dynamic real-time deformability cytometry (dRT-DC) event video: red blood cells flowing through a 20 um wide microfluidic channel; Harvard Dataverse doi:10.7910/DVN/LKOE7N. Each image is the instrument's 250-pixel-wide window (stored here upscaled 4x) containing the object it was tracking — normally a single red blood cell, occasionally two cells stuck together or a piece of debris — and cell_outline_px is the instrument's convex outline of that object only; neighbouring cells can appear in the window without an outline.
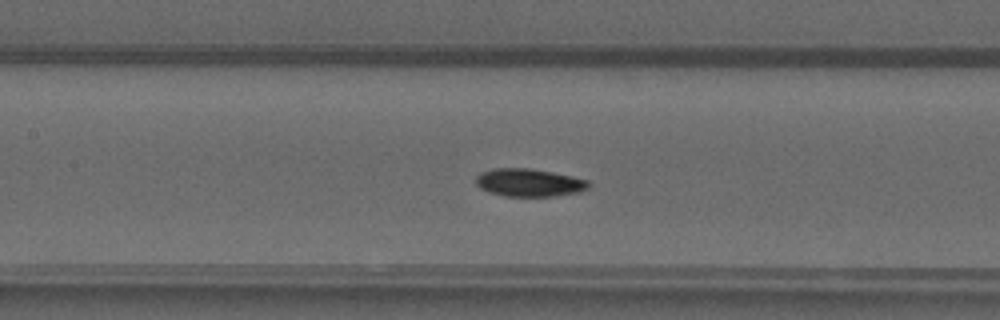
{"species": "common noctule bat (a hibernating species)", "species_latin": "Nyctalus noctula", "temperature_condition": "warm", "stored_images_in_passage": 36, "camera_frame_rate_fps": 3000, "um_per_image_px": 0.085, "animal": {"sex": "male", "forearm_length_mm": 52.5}, "frame": {"image": 1, "passage_image": 9, "time_ms": 2.667, "image_size_px": [1000, 320], "cell_outline_px": [[592, 184], [588, 188], [580, 192], [556, 196], [504, 196], [488, 192], [480, 188], [476, 184], [476, 176], [480, 172], [496, 168], [528, 168], [552, 172], [572, 176], [588, 180]], "centroid_in_image_um": [44.98, 15.52], "position_along_channel_um": 162.4, "area_um2": 18.44}}
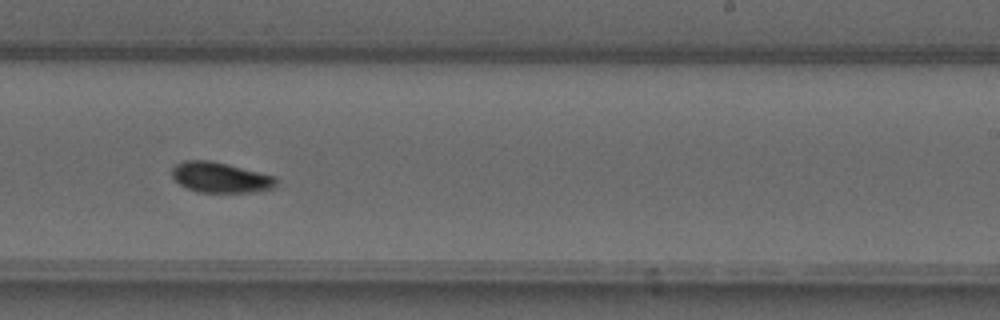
{"frame": {"image": 2, "passage_image": 17, "time_ms": 5.333, "image_size_px": [1000, 320], "cell_outline_px": [[276, 184], [272, 188], [256, 192], [196, 192], [180, 184], [172, 176], [172, 168], [176, 164], [184, 160], [212, 160], [276, 176]], "centroid_in_image_um": [18.73, 15.07], "position_along_channel_um": 270.3, "area_um2": 18.5}}
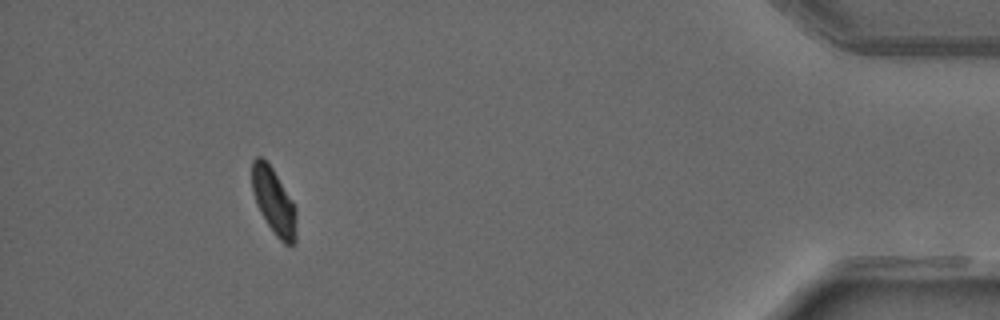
{"frame": {"image": 3, "passage_image": 32, "time_ms": 10.333, "image_size_px": [1000, 320], "cell_outline_px": [[296, 240], [292, 244], [284, 244], [276, 236], [260, 212], [256, 204], [252, 192], [252, 160], [256, 156], [260, 156], [272, 168], [292, 200], [296, 208]], "centroid_in_image_um": [23.27, 17.12], "position_along_channel_um": 411.9, "area_um2": 16.99}, "authors_computed_cell_mechanics": {"area_um2": 18.1492, "velocity_mm_per_s": 4.0753, "shape_relaxation_time_tau1_ms": 3.7382, "shape_relaxation_time_tau2_ms": null, "deformation_change_tau1": 0.1299, "deformation_change_tau2": null}}